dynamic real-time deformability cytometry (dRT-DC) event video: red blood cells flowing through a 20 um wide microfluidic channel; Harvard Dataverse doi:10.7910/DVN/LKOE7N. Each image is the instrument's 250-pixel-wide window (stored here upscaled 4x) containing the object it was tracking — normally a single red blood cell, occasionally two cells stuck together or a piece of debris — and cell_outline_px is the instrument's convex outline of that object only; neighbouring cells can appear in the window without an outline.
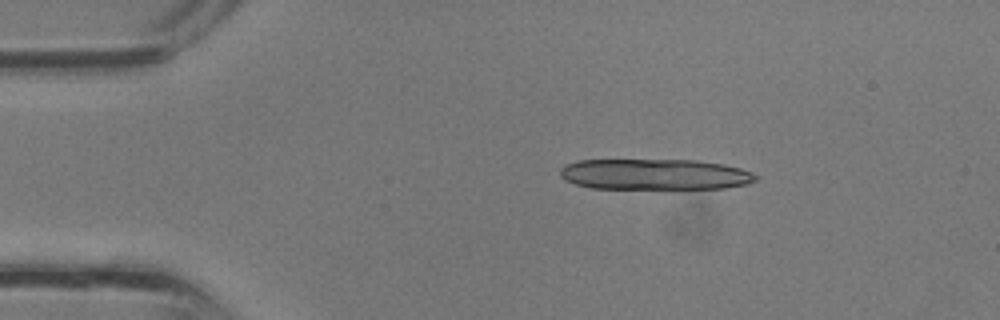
{"species": "common noctule bat (a hibernating species)", "species_latin": "Nyctalus noctula", "temperature_condition": "room temperature", "stored_images_in_passage": 26, "camera_frame_rate_fps": 3000, "um_per_image_px": 0.085, "animal": {"sex": "male", "body_mass_g": 13.3}, "frame": {"image": 1, "passage_image": 6, "time_ms": 1.667, "image_size_px": [1000, 320], "cell_outline_px": [[760, 176], [756, 180], [744, 184], [724, 188], [592, 188], [576, 184], [564, 180], [560, 176], [560, 168], [564, 164], [576, 160], [696, 160], [724, 164], [740, 168], [752, 172]], "centroid_in_image_um": [55.63, 14.81], "position_along_channel_um": 29.4, "area_um2": 35.2}}
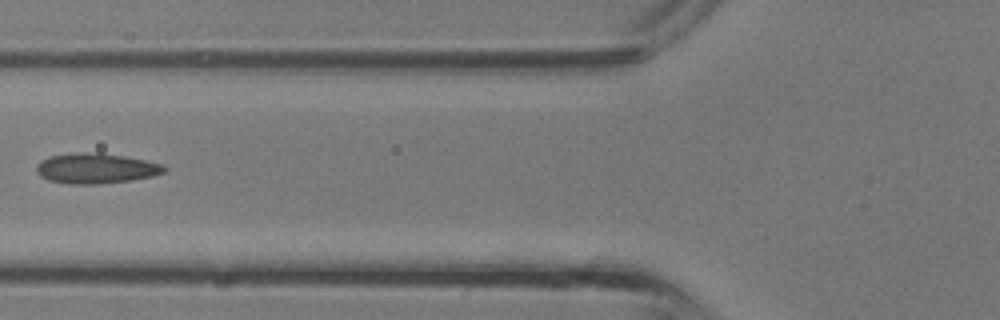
{"frame": {"image": 2, "passage_image": 14, "time_ms": 4.333, "image_size_px": [1000, 320], "cell_outline_px": [[168, 168], [164, 172], [152, 176], [132, 180], [100, 184], [68, 184], [48, 180], [40, 176], [36, 172], [36, 164], [40, 160], [52, 156], [72, 152], [100, 152], [124, 156], [144, 160], [160, 164]], "centroid_in_image_um": [8.11, 14.31], "position_along_channel_um": 117.7, "area_um2": 22.72}}
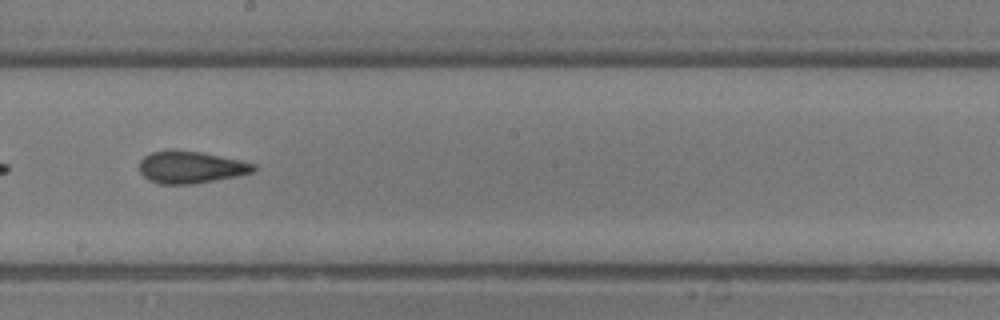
{"frame": {"image": 3, "passage_image": 20, "time_ms": 6.333, "image_size_px": [1000, 320], "cell_outline_px": [[256, 168], [252, 172], [236, 176], [192, 184], [160, 184], [148, 180], [140, 172], [140, 160], [144, 156], [152, 152], [200, 152], [240, 160], [256, 164]], "centroid_in_image_um": [16.22, 14.24], "position_along_channel_um": 232.0, "area_um2": 20.75}}